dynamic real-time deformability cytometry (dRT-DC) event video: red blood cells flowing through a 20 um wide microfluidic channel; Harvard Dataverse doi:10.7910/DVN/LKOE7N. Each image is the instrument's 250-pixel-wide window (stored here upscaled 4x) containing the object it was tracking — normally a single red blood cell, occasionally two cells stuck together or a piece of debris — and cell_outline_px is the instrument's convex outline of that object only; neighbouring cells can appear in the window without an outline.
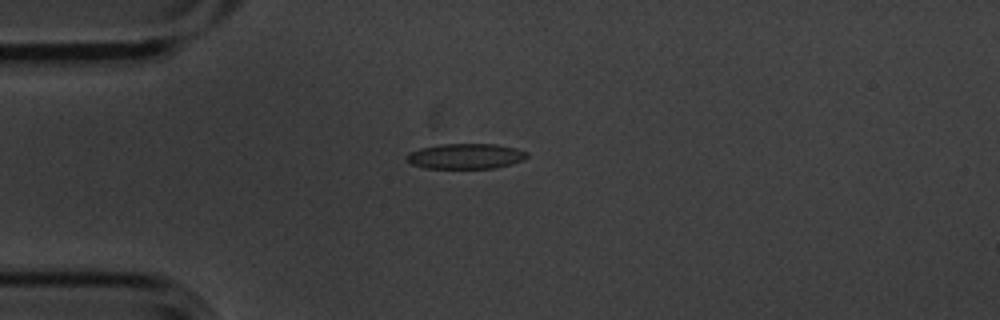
{"species": "common noctule bat (a hibernating species)", "species_latin": "Nyctalus noctula", "temperature_condition": "cold", "stored_images_in_passage": 12, "camera_frame_rate_fps": 3000, "um_per_image_px": 0.085, "animal": {"sex": "male", "body_mass_g": 20.1, "forearm_length_mm": 53.5}, "frame": {"image": 1, "passage_image": 1, "time_ms": 0.0, "image_size_px": [1000, 320], "cell_outline_px": [[528, 156], [524, 160], [512, 164], [496, 168], [424, 168], [412, 164], [404, 156], [408, 152], [420, 148], [440, 144], [496, 144], [516, 148], [528, 152]], "centroid_in_image_um": [39.59, 13.27], "position_along_channel_um": 45.4, "area_um2": 17.92}}
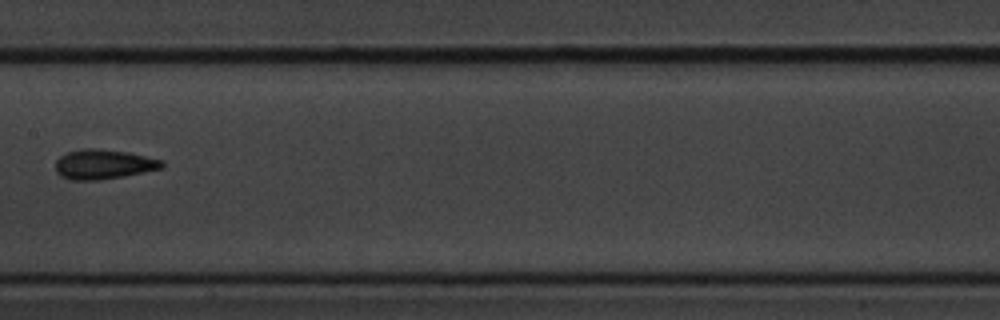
{"frame": {"image": 2, "passage_image": 5, "time_ms": 1.333, "image_size_px": [1000, 320], "cell_outline_px": [[164, 168], [124, 176], [100, 180], [72, 180], [60, 176], [56, 172], [56, 160], [60, 156], [68, 152], [80, 148], [96, 148], [128, 152], [164, 160]], "centroid_in_image_um": [8.81, 13.96], "position_along_channel_um": 198.6, "area_um2": 18.61}}
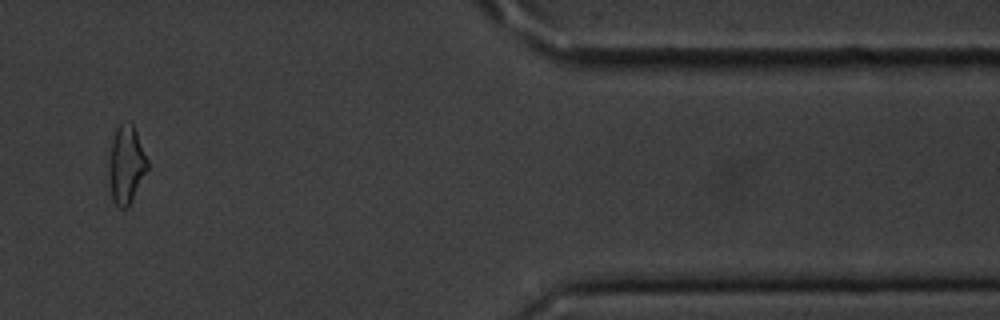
{"frame": {"image": 3, "passage_image": 10, "time_ms": 3.0, "image_size_px": [1000, 320], "cell_outline_px": [[148, 168], [128, 208], [120, 208], [112, 200], [108, 172], [112, 140], [116, 128], [120, 124], [128, 120], [132, 124], [136, 132], [148, 160]], "centroid_in_image_um": [10.72, 14.0], "position_along_channel_um": 400.7, "area_um2": 17.4}}